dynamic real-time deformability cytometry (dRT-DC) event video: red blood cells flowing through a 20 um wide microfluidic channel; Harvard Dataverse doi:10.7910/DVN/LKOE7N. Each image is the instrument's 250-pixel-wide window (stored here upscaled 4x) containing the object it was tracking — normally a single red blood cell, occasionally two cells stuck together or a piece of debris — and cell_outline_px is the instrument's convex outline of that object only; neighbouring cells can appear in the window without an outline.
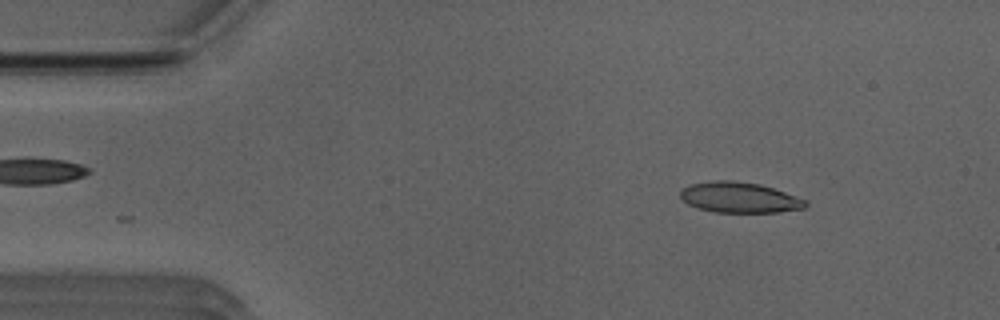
{"species": "Egyptian fruit bat (a non-hibernating species)", "species_latin": "Rousettus aegyptiacus", "temperature_condition": "room temperature", "stored_images_in_passage": 47, "camera_frame_rate_fps": 3000, "um_per_image_px": 0.085, "animal": {"sex": "male"}, "frame": {"image": 1, "passage_image": 2, "time_ms": 0.333, "image_size_px": [1000, 320], "cell_outline_px": [[808, 204], [804, 208], [776, 212], [712, 212], [696, 208], [688, 204], [680, 196], [680, 188], [688, 184], [712, 180], [732, 180], [760, 184], [784, 192], [804, 200]], "centroid_in_image_um": [62.76, 16.77], "position_along_channel_um": 22.2, "area_um2": 22.31}}
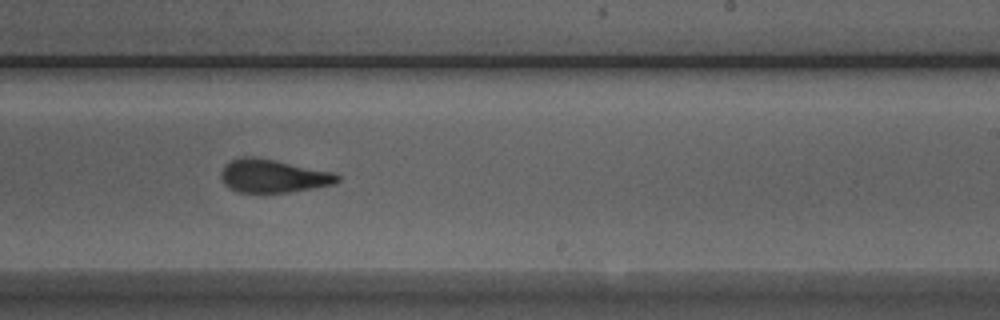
{"frame": {"image": 2, "passage_image": 26, "time_ms": 8.333, "image_size_px": [1000, 320], "cell_outline_px": [[340, 180], [336, 184], [288, 192], [236, 192], [228, 188], [224, 184], [220, 176], [220, 172], [224, 164], [240, 156], [252, 156], [332, 172], [340, 176]], "centroid_in_image_um": [23.16, 14.96], "position_along_channel_um": 265.8, "area_um2": 22.43}}
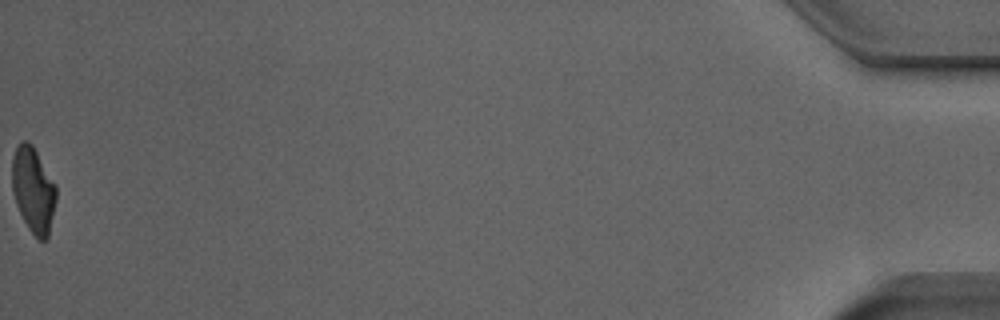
{"frame": {"image": 3, "passage_image": 47, "time_ms": 15.333, "image_size_px": [1000, 320], "cell_outline_px": [[56, 200], [48, 240], [40, 240], [28, 228], [16, 204], [12, 192], [12, 156], [20, 140], [28, 140], [32, 144], [56, 184]], "centroid_in_image_um": [2.83, 16.12], "position_along_channel_um": 432.4, "area_um2": 22.14}, "authors_computed_cell_mechanics": {"area_um2": 22.7732, "velocity_mm_per_s": 3.9434, "shape_relaxation_time_tau1_ms": 9.0656, "shape_relaxation_time_tau2_ms": 1.6366, "deformation_change_tau1": 0.2574, "deformation_change_tau2": 0.0888}}